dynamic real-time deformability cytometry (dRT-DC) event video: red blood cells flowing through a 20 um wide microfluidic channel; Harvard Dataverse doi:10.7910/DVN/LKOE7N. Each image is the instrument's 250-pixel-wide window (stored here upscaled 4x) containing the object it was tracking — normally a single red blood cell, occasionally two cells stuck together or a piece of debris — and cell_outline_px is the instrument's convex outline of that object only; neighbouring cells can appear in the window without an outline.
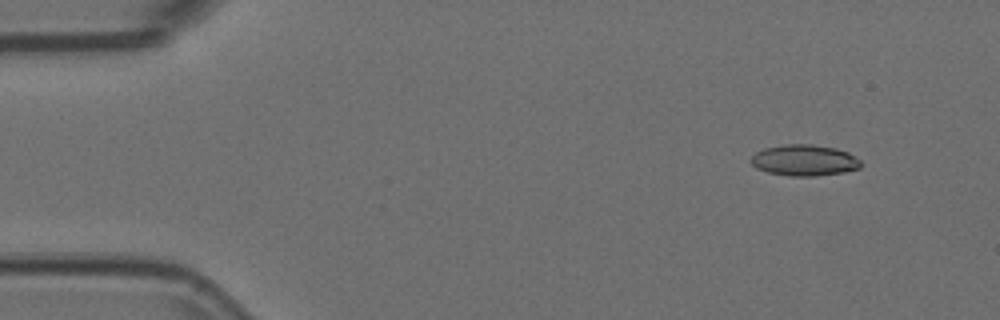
{"species": "Egyptian fruit bat (a non-hibernating species)", "species_latin": "Rousettus aegyptiacus", "temperature_condition": "room temperature", "stored_images_in_passage": 50, "camera_frame_rate_fps": 3000, "um_per_image_px": 0.085, "animal": {"sex": "female"}, "frame": {"image": 1, "passage_image": 1, "time_ms": 0.0, "image_size_px": [1000, 320], "cell_outline_px": [[864, 164], [860, 168], [840, 172], [812, 176], [792, 176], [768, 172], [756, 168], [752, 164], [752, 156], [756, 152], [764, 148], [784, 144], [812, 144], [836, 148], [848, 152], [860, 160]], "centroid_in_image_um": [68.38, 13.61], "position_along_channel_um": 16.6, "area_um2": 19.83}}
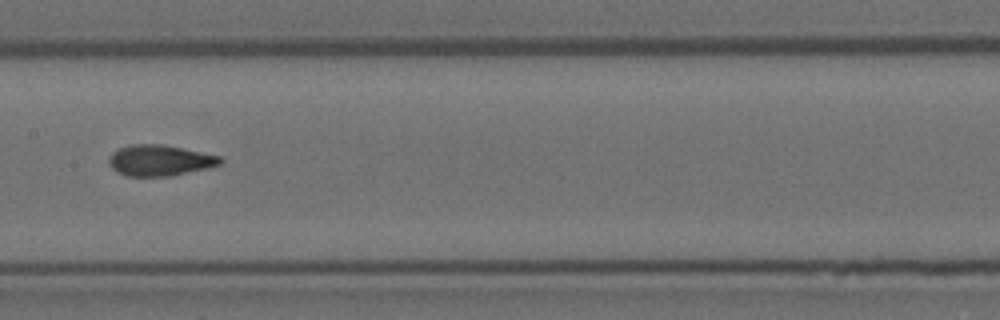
{"frame": {"image": 2, "passage_image": 23, "time_ms": 7.333, "image_size_px": [1000, 320], "cell_outline_px": [[224, 160], [220, 164], [208, 168], [168, 176], [128, 176], [116, 172], [108, 164], [108, 156], [112, 152], [120, 148], [132, 144], [164, 144], [220, 156]], "centroid_in_image_um": [13.55, 13.63], "position_along_channel_um": 193.8, "area_um2": 20.11}}
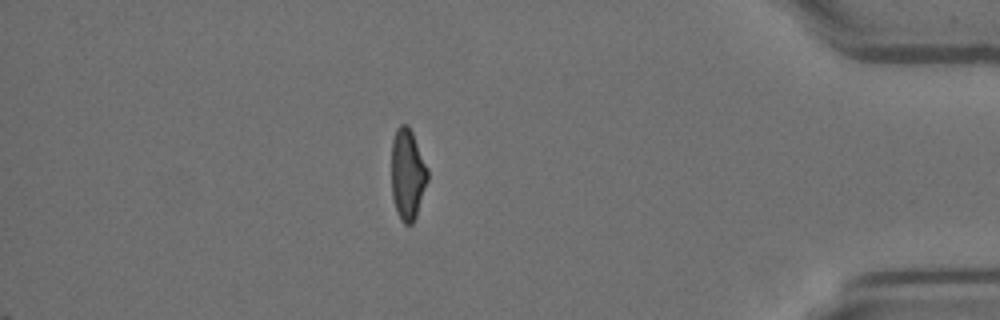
{"frame": {"image": 3, "passage_image": 43, "time_ms": 14.0, "image_size_px": [1000, 320], "cell_outline_px": [[428, 180], [416, 216], [412, 224], [404, 224], [400, 220], [392, 196], [392, 140], [396, 128], [400, 124], [408, 124], [412, 132], [428, 168]], "centroid_in_image_um": [34.64, 14.8], "position_along_channel_um": 400.6, "area_um2": 19.19}, "authors_computed_cell_mechanics": {"area_um2": 19.8254, "velocity_mm_per_s": 3.7382, "shape_relaxation_time_tau1_ms": 11.1594, "shape_relaxation_time_tau2_ms": 1.8293, "deformation_change_tau1": 0.2382, "deformation_change_tau2": 0.0605}}